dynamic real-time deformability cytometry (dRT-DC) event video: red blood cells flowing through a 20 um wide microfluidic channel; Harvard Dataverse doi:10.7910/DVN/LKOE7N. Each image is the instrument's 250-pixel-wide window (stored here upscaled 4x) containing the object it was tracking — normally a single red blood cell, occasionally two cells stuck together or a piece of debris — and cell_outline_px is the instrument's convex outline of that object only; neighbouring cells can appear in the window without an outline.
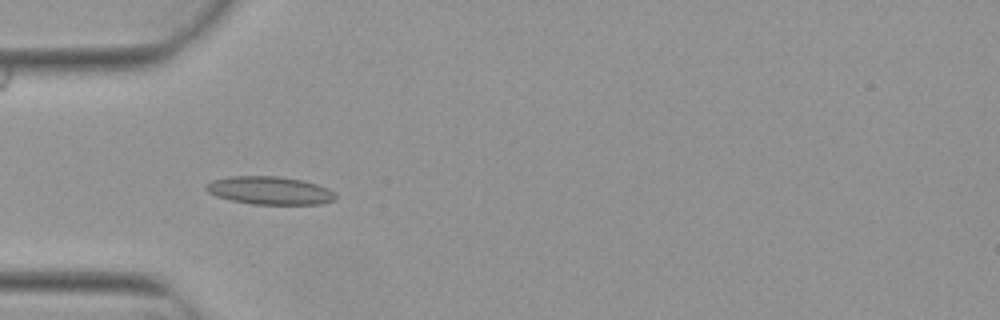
{"species": "Egyptian fruit bat (a non-hibernating species)", "species_latin": "Rousettus aegyptiacus", "temperature_condition": "warm", "stored_images_in_passage": 6, "camera_frame_rate_fps": 3000, "um_per_image_px": 0.085, "animal": {"sex": "female"}, "frame": {"image": 1, "passage_image": 4, "time_ms": 1.0, "image_size_px": [1000, 320], "cell_outline_px": [[336, 196], [332, 200], [320, 204], [252, 204], [232, 200], [216, 196], [208, 192], [204, 188], [204, 184], [212, 180], [228, 176], [280, 176], [304, 180], [328, 188]], "centroid_in_image_um": [22.87, 16.18], "position_along_channel_um": 62.1, "area_um2": 21.15}}
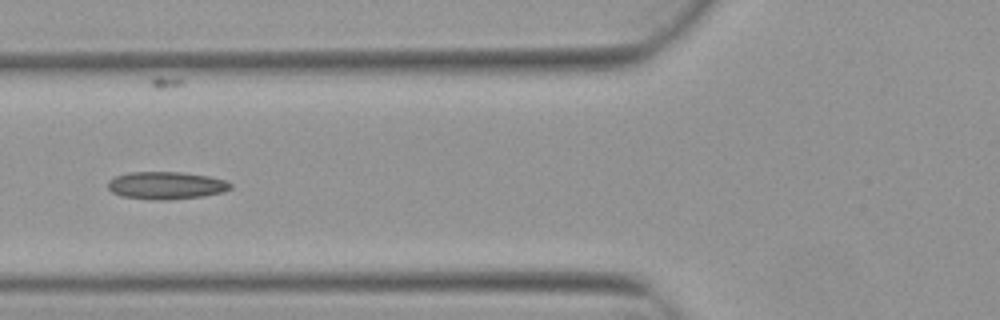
{"frame": {"image": 2, "passage_image": 5, "time_ms": 1.333, "image_size_px": [1000, 320], "cell_outline_px": [[232, 188], [224, 192], [204, 196], [168, 200], [156, 200], [120, 196], [112, 192], [108, 188], [108, 180], [116, 176], [128, 172], [180, 172], [208, 176], [224, 180], [232, 184]], "centroid_in_image_um": [14.12, 15.77], "position_along_channel_um": 111.7, "area_um2": 19.77}}